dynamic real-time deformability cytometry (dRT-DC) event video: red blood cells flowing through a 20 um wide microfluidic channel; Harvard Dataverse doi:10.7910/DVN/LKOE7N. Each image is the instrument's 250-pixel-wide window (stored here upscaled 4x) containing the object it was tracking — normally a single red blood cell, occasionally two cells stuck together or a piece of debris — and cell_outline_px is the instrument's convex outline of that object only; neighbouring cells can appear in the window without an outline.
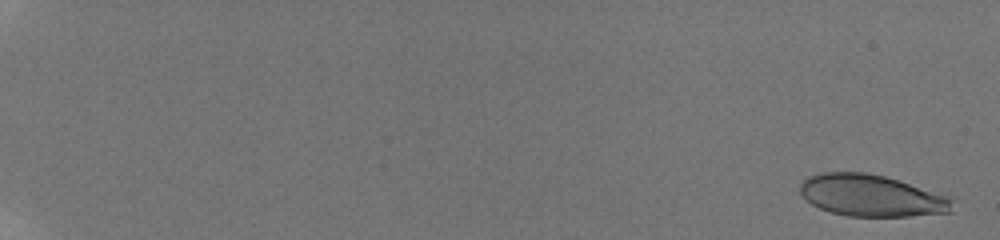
{"species": "human", "species_latin": "Homo sapiens", "temperature_condition": "room temperature", "stored_images_in_passage": 34, "camera_frame_rate_fps": 3000, "um_per_image_px": 0.085, "donor": {"sex": "male"}, "frame": {"image": 1, "passage_image": 1, "time_ms": 0.0, "image_size_px": [1000, 240], "cell_outline_px": [[952, 212], [908, 216], [848, 216], [832, 212], [820, 208], [812, 204], [800, 192], [800, 184], [808, 176], [820, 172], [864, 172], [884, 176], [948, 196], [952, 200]], "centroid_in_image_um": [74.05, 16.62], "position_along_channel_um": 11.0, "area_um2": 36.65}}
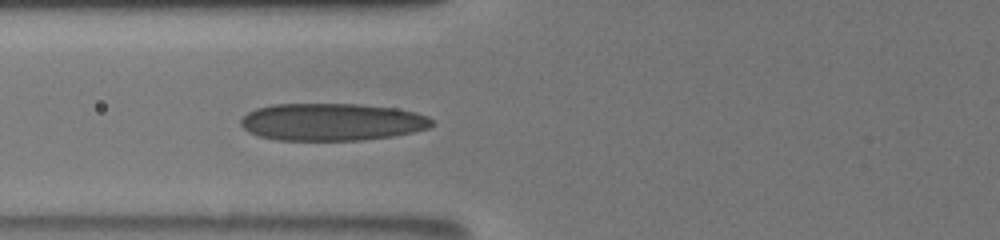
{"frame": {"image": 2, "passage_image": 16, "time_ms": 8.333, "image_size_px": [1000, 240], "cell_outline_px": [[432, 124], [428, 128], [412, 132], [392, 136], [360, 140], [276, 140], [260, 136], [248, 132], [240, 124], [240, 120], [248, 112], [256, 108], [272, 104], [360, 104], [396, 108], [416, 112], [428, 116], [432, 120]], "centroid_in_image_um": [28.19, 10.36], "position_along_channel_um": 97.6, "area_um2": 41.67}}
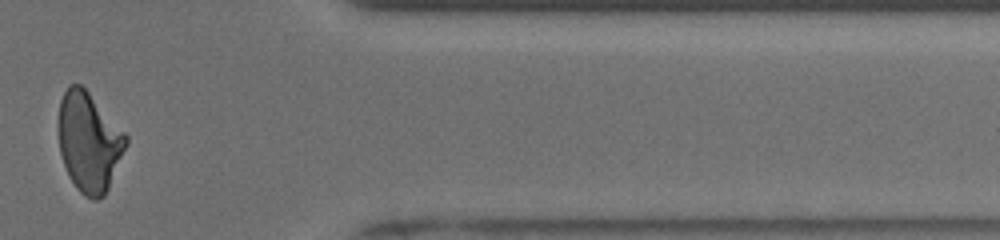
{"frame": {"image": 3, "passage_image": 31, "time_ms": 16.667, "image_size_px": [1000, 240], "cell_outline_px": [[128, 144], [108, 188], [104, 196], [96, 200], [92, 200], [84, 196], [76, 188], [68, 176], [60, 152], [56, 128], [60, 100], [68, 84], [80, 84], [88, 92], [128, 136]], "centroid_in_image_um": [7.53, 12.08], "position_along_channel_um": 403.9, "area_um2": 39.42}, "authors_computed_cell_mechanics": {"area_um2": 39.2462, "velocity_mm_per_s": 3.8761, "shape_relaxation_time_tau1_ms": 5.5461, "shape_relaxation_time_tau2_ms": 1.4409, "deformation_change_tau1": 0.1853, "deformation_change_tau2": 0.0924}}